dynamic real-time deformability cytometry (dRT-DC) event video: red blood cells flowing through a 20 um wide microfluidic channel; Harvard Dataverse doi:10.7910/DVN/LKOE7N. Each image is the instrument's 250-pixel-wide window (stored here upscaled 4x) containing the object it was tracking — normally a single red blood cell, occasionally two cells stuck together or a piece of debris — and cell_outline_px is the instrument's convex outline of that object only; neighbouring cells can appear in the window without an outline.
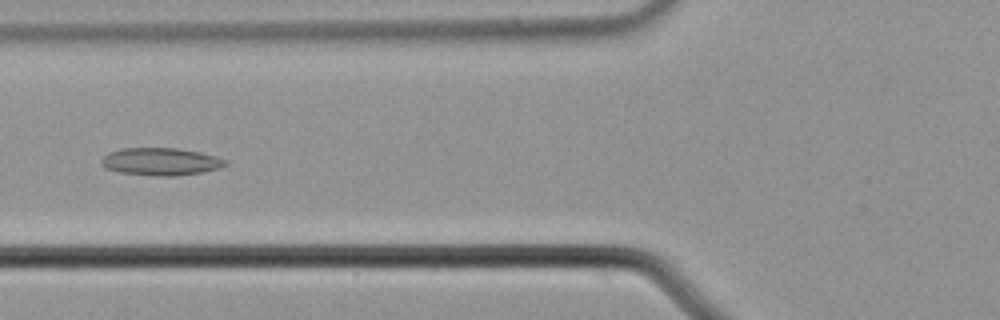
{"species": "common noctule bat (a hibernating species)", "species_latin": "Nyctalus noctula", "temperature_condition": "cold", "stored_images_in_passage": 5, "camera_frame_rate_fps": 3000, "um_per_image_px": 0.085, "animal": {"sex": "male", "body_mass_g": 21.5, "forearm_length_mm": 52.0}, "frame": {"image": 1, "passage_image": 4, "time_ms": 1.0, "image_size_px": [1000, 320], "cell_outline_px": [[228, 164], [220, 168], [200, 172], [176, 176], [160, 176], [120, 172], [104, 168], [100, 164], [100, 160], [108, 152], [124, 148], [176, 148], [200, 152], [216, 156], [228, 160]], "centroid_in_image_um": [13.66, 13.73], "position_along_channel_um": 112.1, "area_um2": 19.94}}
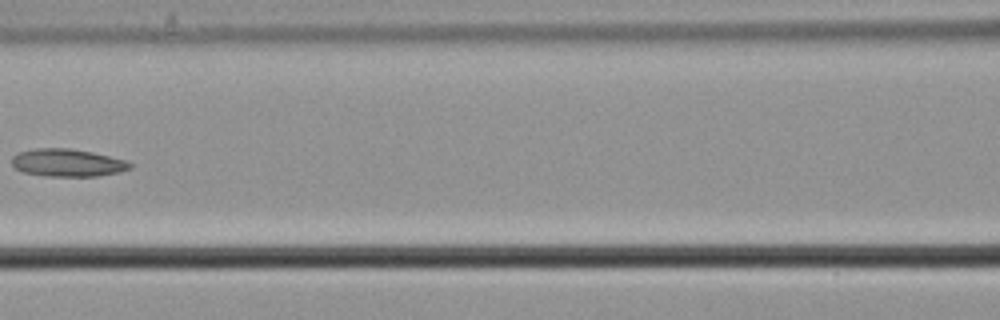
{"frame": {"image": 2, "passage_image": 5, "time_ms": 1.333, "image_size_px": [1000, 320], "cell_outline_px": [[132, 168], [120, 172], [96, 176], [44, 176], [24, 172], [16, 168], [12, 164], [12, 156], [20, 152], [36, 148], [68, 148], [92, 152], [124, 160], [132, 164]], "centroid_in_image_um": [5.73, 13.84], "position_along_channel_um": 160.9, "area_um2": 18.9}}